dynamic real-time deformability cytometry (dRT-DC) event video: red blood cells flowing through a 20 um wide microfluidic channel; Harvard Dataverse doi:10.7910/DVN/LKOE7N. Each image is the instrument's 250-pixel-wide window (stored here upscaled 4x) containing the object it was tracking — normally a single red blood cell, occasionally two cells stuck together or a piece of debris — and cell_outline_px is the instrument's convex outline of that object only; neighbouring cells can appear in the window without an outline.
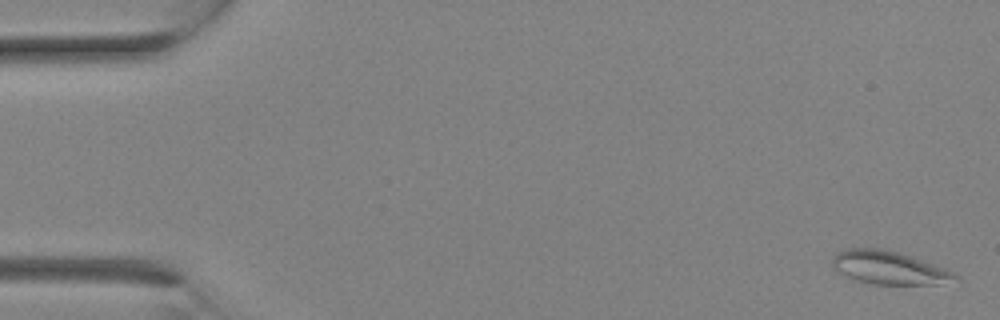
{"species": "Egyptian fruit bat (a non-hibernating species)", "species_latin": "Rousettus aegyptiacus", "temperature_condition": "room temperature", "stored_images_in_passage": 5, "camera_frame_rate_fps": 3000, "um_per_image_px": 0.085, "animal": {"sex": "female"}, "frame": {"image": 1, "passage_image": 1, "time_ms": 0.0, "image_size_px": [1000, 320], "cell_outline_px": [[960, 284], [876, 284], [860, 280], [848, 276], [840, 272], [832, 264], [832, 256], [836, 252], [844, 248], [880, 248], [900, 252], [944, 268], [960, 276]], "centroid_in_image_um": [75.66, 22.75], "position_along_channel_um": 9.3, "area_um2": 23.87}}